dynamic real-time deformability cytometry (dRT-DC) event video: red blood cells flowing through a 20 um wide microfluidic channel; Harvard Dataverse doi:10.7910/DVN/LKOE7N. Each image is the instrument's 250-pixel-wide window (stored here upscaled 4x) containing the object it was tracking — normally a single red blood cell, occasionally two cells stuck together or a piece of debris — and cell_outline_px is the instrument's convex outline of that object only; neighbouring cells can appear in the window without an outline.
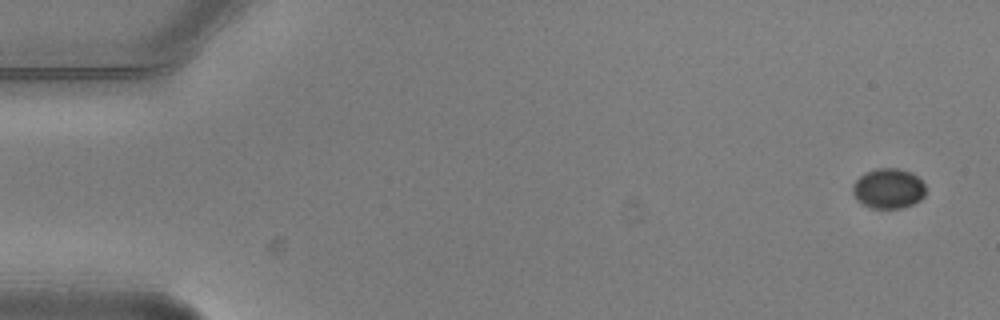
{"species": "common noctule bat (a hibernating species)", "species_latin": "Nyctalus noctula", "temperature_condition": "warm", "stored_images_in_passage": 5, "camera_frame_rate_fps": 3000, "um_per_image_px": 0.085, "animal": {"sex": "male", "body_mass_g": 20.5, "forearm_length_mm": 52.5}, "frame": {"image": 1, "passage_image": 1, "time_ms": 0.0, "image_size_px": [1000, 320], "cell_outline_px": [[924, 196], [920, 200], [912, 204], [900, 208], [872, 208], [864, 204], [852, 192], [852, 184], [864, 172], [876, 168], [896, 168], [912, 172], [924, 184]], "centroid_in_image_um": [75.51, 16.0], "position_along_channel_um": 9.5, "area_um2": 16.88}}
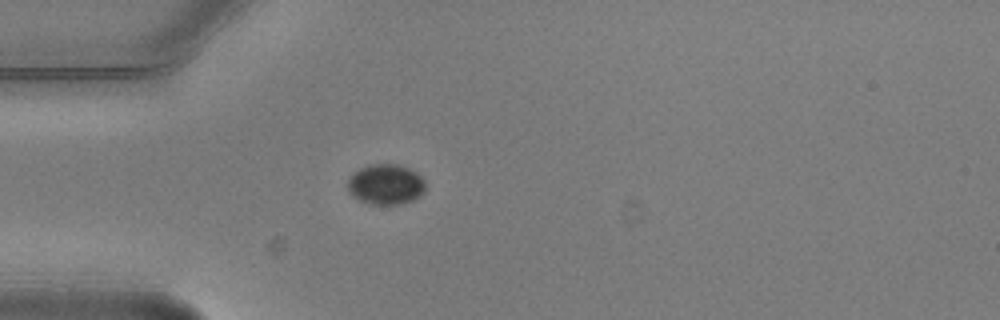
{"frame": {"image": 2, "passage_image": 5, "time_ms": 1.333, "image_size_px": [1000, 320], "cell_outline_px": [[424, 192], [420, 196], [412, 200], [400, 204], [368, 204], [352, 196], [348, 192], [348, 176], [352, 172], [368, 164], [396, 164], [408, 168], [416, 172], [424, 180]], "centroid_in_image_um": [32.75, 15.66], "position_along_channel_um": 52.3, "area_um2": 18.44}}